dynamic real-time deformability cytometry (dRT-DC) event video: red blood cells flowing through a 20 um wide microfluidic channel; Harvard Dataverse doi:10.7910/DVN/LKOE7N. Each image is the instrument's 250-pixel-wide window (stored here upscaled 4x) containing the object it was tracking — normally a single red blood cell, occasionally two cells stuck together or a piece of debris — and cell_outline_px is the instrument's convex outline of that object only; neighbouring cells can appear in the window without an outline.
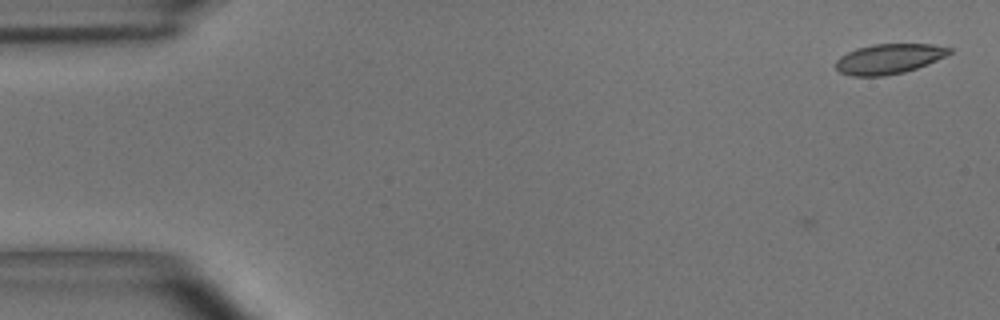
{"species": "common noctule bat (a hibernating species)", "species_latin": "Nyctalus noctula", "temperature_condition": "room temperature", "stored_images_in_passage": 3, "camera_frame_rate_fps": 3000, "um_per_image_px": 0.085, "animal": {"sex": "male", "body_mass_g": 15.6}, "frame": {"image": 1, "passage_image": 3, "time_ms": 0.667, "image_size_px": [1000, 320], "cell_outline_px": [[952, 52], [936, 60], [916, 68], [904, 72], [884, 76], [852, 76], [840, 72], [836, 68], [836, 60], [840, 56], [856, 48], [872, 44], [932, 44], [952, 48]], "centroid_in_image_um": [75.53, 5.0], "position_along_channel_um": 9.5, "area_um2": 19.77}}